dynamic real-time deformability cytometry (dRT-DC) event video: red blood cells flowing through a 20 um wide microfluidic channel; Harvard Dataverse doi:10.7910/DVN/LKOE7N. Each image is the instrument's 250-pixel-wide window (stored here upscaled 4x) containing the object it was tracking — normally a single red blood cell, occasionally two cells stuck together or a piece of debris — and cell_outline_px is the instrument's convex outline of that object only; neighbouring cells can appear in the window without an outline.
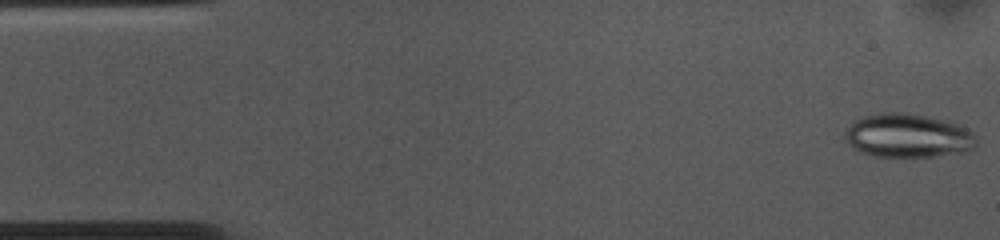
{"species": "common noctule bat (a hibernating species)", "species_latin": "Nyctalus noctula", "temperature_condition": "cold", "stored_images_in_passage": 53, "camera_frame_rate_fps": 3000, "um_per_image_px": 0.085, "animal": {"sex": "female", "body_mass_g": 10.0, "forearm_length_mm": 53.1}, "frame": {"image": 1, "passage_image": 1, "time_ms": 0.0, "image_size_px": [1000, 240], "cell_outline_px": [[976, 144], [968, 152], [936, 156], [876, 156], [860, 152], [852, 148], [844, 140], [844, 132], [852, 120], [864, 116], [884, 112], [900, 112], [948, 120], [972, 132], [976, 136]], "centroid_in_image_um": [77.13, 11.53], "position_along_channel_um": 7.9, "area_um2": 33.7}}
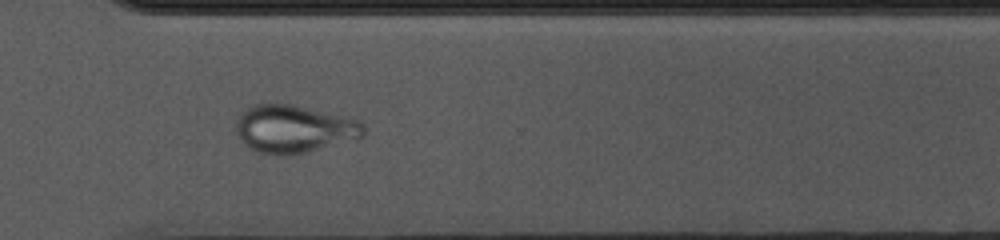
{"frame": {"image": 2, "passage_image": 38, "time_ms": 12.333, "image_size_px": [1000, 240], "cell_outline_px": [[364, 136], [356, 140], [304, 152], [260, 152], [248, 148], [240, 140], [236, 132], [236, 120], [252, 104], [288, 104], [348, 116], [360, 120], [364, 124]], "centroid_in_image_um": [25.04, 10.92], "position_along_channel_um": 345.6, "area_um2": 34.97}}
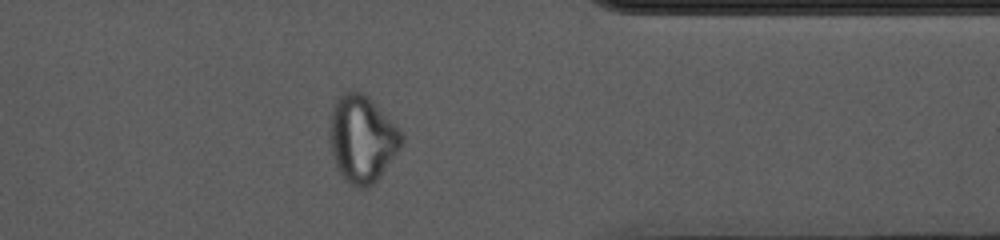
{"frame": {"image": 3, "passage_image": 42, "time_ms": 13.667, "image_size_px": [1000, 240], "cell_outline_px": [[404, 140], [400, 148], [380, 176], [368, 188], [356, 188], [348, 184], [344, 180], [336, 164], [328, 140], [328, 128], [332, 108], [340, 92], [356, 88], [368, 96], [404, 132]], "centroid_in_image_um": [30.76, 11.76], "position_along_channel_um": 380.6, "area_um2": 37.17}}